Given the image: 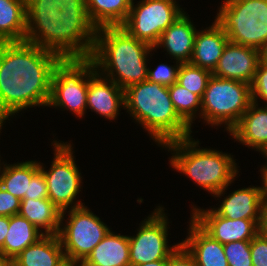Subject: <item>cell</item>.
Segmentation results:
<instances>
[{
  "mask_svg": "<svg viewBox=\"0 0 267 266\" xmlns=\"http://www.w3.org/2000/svg\"><path fill=\"white\" fill-rule=\"evenodd\" d=\"M68 221L61 223L59 238L68 261L81 264L110 229L87 206L68 211Z\"/></svg>",
  "mask_w": 267,
  "mask_h": 266,
  "instance_id": "30bf717a",
  "label": "cell"
},
{
  "mask_svg": "<svg viewBox=\"0 0 267 266\" xmlns=\"http://www.w3.org/2000/svg\"><path fill=\"white\" fill-rule=\"evenodd\" d=\"M3 266H16L12 261H7Z\"/></svg>",
  "mask_w": 267,
  "mask_h": 266,
  "instance_id": "f6af8a7d",
  "label": "cell"
},
{
  "mask_svg": "<svg viewBox=\"0 0 267 266\" xmlns=\"http://www.w3.org/2000/svg\"><path fill=\"white\" fill-rule=\"evenodd\" d=\"M261 177L264 183L265 204H267V170L261 171Z\"/></svg>",
  "mask_w": 267,
  "mask_h": 266,
  "instance_id": "60d3db41",
  "label": "cell"
},
{
  "mask_svg": "<svg viewBox=\"0 0 267 266\" xmlns=\"http://www.w3.org/2000/svg\"><path fill=\"white\" fill-rule=\"evenodd\" d=\"M66 261L58 235H44L12 260L16 266H62Z\"/></svg>",
  "mask_w": 267,
  "mask_h": 266,
  "instance_id": "7402d4cb",
  "label": "cell"
},
{
  "mask_svg": "<svg viewBox=\"0 0 267 266\" xmlns=\"http://www.w3.org/2000/svg\"><path fill=\"white\" fill-rule=\"evenodd\" d=\"M260 153H262V155H265L264 156L265 158L267 157V144L263 147V149L260 151ZM265 170H267V164H266V166L264 165L263 168L260 169V172L265 171Z\"/></svg>",
  "mask_w": 267,
  "mask_h": 266,
  "instance_id": "b9f144b4",
  "label": "cell"
},
{
  "mask_svg": "<svg viewBox=\"0 0 267 266\" xmlns=\"http://www.w3.org/2000/svg\"><path fill=\"white\" fill-rule=\"evenodd\" d=\"M211 76L212 72L207 69L190 63H181L177 83L202 99Z\"/></svg>",
  "mask_w": 267,
  "mask_h": 266,
  "instance_id": "f1b7e54d",
  "label": "cell"
},
{
  "mask_svg": "<svg viewBox=\"0 0 267 266\" xmlns=\"http://www.w3.org/2000/svg\"><path fill=\"white\" fill-rule=\"evenodd\" d=\"M215 21L229 41L259 49L267 41V0H225Z\"/></svg>",
  "mask_w": 267,
  "mask_h": 266,
  "instance_id": "52a82bcc",
  "label": "cell"
},
{
  "mask_svg": "<svg viewBox=\"0 0 267 266\" xmlns=\"http://www.w3.org/2000/svg\"><path fill=\"white\" fill-rule=\"evenodd\" d=\"M236 141L261 151L267 144V105L251 102L240 121L229 132Z\"/></svg>",
  "mask_w": 267,
  "mask_h": 266,
  "instance_id": "ffe728a7",
  "label": "cell"
},
{
  "mask_svg": "<svg viewBox=\"0 0 267 266\" xmlns=\"http://www.w3.org/2000/svg\"><path fill=\"white\" fill-rule=\"evenodd\" d=\"M79 264H76L74 262L71 261H66L62 266H78Z\"/></svg>",
  "mask_w": 267,
  "mask_h": 266,
  "instance_id": "7bdbcfd3",
  "label": "cell"
},
{
  "mask_svg": "<svg viewBox=\"0 0 267 266\" xmlns=\"http://www.w3.org/2000/svg\"><path fill=\"white\" fill-rule=\"evenodd\" d=\"M7 260L4 258V256L0 253V266H3Z\"/></svg>",
  "mask_w": 267,
  "mask_h": 266,
  "instance_id": "ee69618b",
  "label": "cell"
},
{
  "mask_svg": "<svg viewBox=\"0 0 267 266\" xmlns=\"http://www.w3.org/2000/svg\"><path fill=\"white\" fill-rule=\"evenodd\" d=\"M199 141L192 136L163 144L173 151L170 165L187 175L198 186L215 197L223 196L226 188L238 174L237 164L231 155L218 150L198 148Z\"/></svg>",
  "mask_w": 267,
  "mask_h": 266,
  "instance_id": "5b68a950",
  "label": "cell"
},
{
  "mask_svg": "<svg viewBox=\"0 0 267 266\" xmlns=\"http://www.w3.org/2000/svg\"><path fill=\"white\" fill-rule=\"evenodd\" d=\"M54 146V160L49 170L43 168L39 162V168L43 172L48 189V198L61 212V223L68 208L83 206L81 201L74 202L81 191L82 177L75 164L72 145L70 143L52 142ZM45 169V170H44ZM71 205V206H70ZM73 205V206H72Z\"/></svg>",
  "mask_w": 267,
  "mask_h": 266,
  "instance_id": "9c48e42d",
  "label": "cell"
},
{
  "mask_svg": "<svg viewBox=\"0 0 267 266\" xmlns=\"http://www.w3.org/2000/svg\"><path fill=\"white\" fill-rule=\"evenodd\" d=\"M124 92L123 109H127L158 145L191 135V127L174 108L168 86L145 80L128 86Z\"/></svg>",
  "mask_w": 267,
  "mask_h": 266,
  "instance_id": "277c9868",
  "label": "cell"
},
{
  "mask_svg": "<svg viewBox=\"0 0 267 266\" xmlns=\"http://www.w3.org/2000/svg\"><path fill=\"white\" fill-rule=\"evenodd\" d=\"M168 266H197L194 257L180 244L169 256Z\"/></svg>",
  "mask_w": 267,
  "mask_h": 266,
  "instance_id": "d590c367",
  "label": "cell"
},
{
  "mask_svg": "<svg viewBox=\"0 0 267 266\" xmlns=\"http://www.w3.org/2000/svg\"><path fill=\"white\" fill-rule=\"evenodd\" d=\"M80 265L130 266L129 236L110 230Z\"/></svg>",
  "mask_w": 267,
  "mask_h": 266,
  "instance_id": "44dd1931",
  "label": "cell"
},
{
  "mask_svg": "<svg viewBox=\"0 0 267 266\" xmlns=\"http://www.w3.org/2000/svg\"><path fill=\"white\" fill-rule=\"evenodd\" d=\"M196 34L197 29L184 12L161 34L154 49L163 46L172 59L180 63H189Z\"/></svg>",
  "mask_w": 267,
  "mask_h": 266,
  "instance_id": "2e32d148",
  "label": "cell"
},
{
  "mask_svg": "<svg viewBox=\"0 0 267 266\" xmlns=\"http://www.w3.org/2000/svg\"><path fill=\"white\" fill-rule=\"evenodd\" d=\"M168 91L177 114L192 127L197 111L201 114V98L177 82L168 86Z\"/></svg>",
  "mask_w": 267,
  "mask_h": 266,
  "instance_id": "83f0119b",
  "label": "cell"
},
{
  "mask_svg": "<svg viewBox=\"0 0 267 266\" xmlns=\"http://www.w3.org/2000/svg\"><path fill=\"white\" fill-rule=\"evenodd\" d=\"M93 66L90 57L61 59L54 69L47 106L69 109L83 117L87 109L88 71Z\"/></svg>",
  "mask_w": 267,
  "mask_h": 266,
  "instance_id": "ba28073f",
  "label": "cell"
},
{
  "mask_svg": "<svg viewBox=\"0 0 267 266\" xmlns=\"http://www.w3.org/2000/svg\"><path fill=\"white\" fill-rule=\"evenodd\" d=\"M45 234L19 214L9 217V228L0 253L7 261L15 259L24 249Z\"/></svg>",
  "mask_w": 267,
  "mask_h": 266,
  "instance_id": "cb8c5ba5",
  "label": "cell"
},
{
  "mask_svg": "<svg viewBox=\"0 0 267 266\" xmlns=\"http://www.w3.org/2000/svg\"><path fill=\"white\" fill-rule=\"evenodd\" d=\"M21 200L0 185V216L11 217L19 213Z\"/></svg>",
  "mask_w": 267,
  "mask_h": 266,
  "instance_id": "e575fe53",
  "label": "cell"
},
{
  "mask_svg": "<svg viewBox=\"0 0 267 266\" xmlns=\"http://www.w3.org/2000/svg\"><path fill=\"white\" fill-rule=\"evenodd\" d=\"M0 172V185L20 200L28 194L31 178L40 170L37 161H25L18 164H3Z\"/></svg>",
  "mask_w": 267,
  "mask_h": 266,
  "instance_id": "4316f807",
  "label": "cell"
},
{
  "mask_svg": "<svg viewBox=\"0 0 267 266\" xmlns=\"http://www.w3.org/2000/svg\"><path fill=\"white\" fill-rule=\"evenodd\" d=\"M187 238L180 242L194 257L197 266H229L223 244L214 240L192 218Z\"/></svg>",
  "mask_w": 267,
  "mask_h": 266,
  "instance_id": "ac0fdd59",
  "label": "cell"
},
{
  "mask_svg": "<svg viewBox=\"0 0 267 266\" xmlns=\"http://www.w3.org/2000/svg\"><path fill=\"white\" fill-rule=\"evenodd\" d=\"M259 63V49L228 41L212 75L251 85Z\"/></svg>",
  "mask_w": 267,
  "mask_h": 266,
  "instance_id": "5bb4252c",
  "label": "cell"
},
{
  "mask_svg": "<svg viewBox=\"0 0 267 266\" xmlns=\"http://www.w3.org/2000/svg\"><path fill=\"white\" fill-rule=\"evenodd\" d=\"M228 41L227 33L214 20L208 28L197 31L189 63L213 72Z\"/></svg>",
  "mask_w": 267,
  "mask_h": 266,
  "instance_id": "d6986e66",
  "label": "cell"
},
{
  "mask_svg": "<svg viewBox=\"0 0 267 266\" xmlns=\"http://www.w3.org/2000/svg\"><path fill=\"white\" fill-rule=\"evenodd\" d=\"M9 228V217L0 216V249L4 246V241Z\"/></svg>",
  "mask_w": 267,
  "mask_h": 266,
  "instance_id": "74e56055",
  "label": "cell"
},
{
  "mask_svg": "<svg viewBox=\"0 0 267 266\" xmlns=\"http://www.w3.org/2000/svg\"><path fill=\"white\" fill-rule=\"evenodd\" d=\"M61 210L49 198H24L20 202L19 215L26 218L45 235H58L61 226Z\"/></svg>",
  "mask_w": 267,
  "mask_h": 266,
  "instance_id": "603a6c76",
  "label": "cell"
},
{
  "mask_svg": "<svg viewBox=\"0 0 267 266\" xmlns=\"http://www.w3.org/2000/svg\"><path fill=\"white\" fill-rule=\"evenodd\" d=\"M258 233L267 239V204H264L262 208Z\"/></svg>",
  "mask_w": 267,
  "mask_h": 266,
  "instance_id": "8d00e7d4",
  "label": "cell"
},
{
  "mask_svg": "<svg viewBox=\"0 0 267 266\" xmlns=\"http://www.w3.org/2000/svg\"><path fill=\"white\" fill-rule=\"evenodd\" d=\"M262 187H248L238 189L222 200L220 207L214 210L229 219L260 220L262 208L265 204L264 183Z\"/></svg>",
  "mask_w": 267,
  "mask_h": 266,
  "instance_id": "e0dca14e",
  "label": "cell"
},
{
  "mask_svg": "<svg viewBox=\"0 0 267 266\" xmlns=\"http://www.w3.org/2000/svg\"><path fill=\"white\" fill-rule=\"evenodd\" d=\"M251 102L250 84L212 75L201 99L200 116L212 126L225 124L230 132Z\"/></svg>",
  "mask_w": 267,
  "mask_h": 266,
  "instance_id": "8992f818",
  "label": "cell"
},
{
  "mask_svg": "<svg viewBox=\"0 0 267 266\" xmlns=\"http://www.w3.org/2000/svg\"><path fill=\"white\" fill-rule=\"evenodd\" d=\"M192 219L214 240L221 244L252 240L258 234L260 220L229 219L220 216L214 208L199 209L193 206Z\"/></svg>",
  "mask_w": 267,
  "mask_h": 266,
  "instance_id": "4fadbf2b",
  "label": "cell"
},
{
  "mask_svg": "<svg viewBox=\"0 0 267 266\" xmlns=\"http://www.w3.org/2000/svg\"><path fill=\"white\" fill-rule=\"evenodd\" d=\"M250 250L253 266H267V239L258 233L251 240Z\"/></svg>",
  "mask_w": 267,
  "mask_h": 266,
  "instance_id": "d6a6232c",
  "label": "cell"
},
{
  "mask_svg": "<svg viewBox=\"0 0 267 266\" xmlns=\"http://www.w3.org/2000/svg\"><path fill=\"white\" fill-rule=\"evenodd\" d=\"M180 64V62L176 61V66H168L162 63L158 65L154 70L148 68L147 80L153 83L171 86L172 84L177 82V75Z\"/></svg>",
  "mask_w": 267,
  "mask_h": 266,
  "instance_id": "4dcf8cb0",
  "label": "cell"
},
{
  "mask_svg": "<svg viewBox=\"0 0 267 266\" xmlns=\"http://www.w3.org/2000/svg\"><path fill=\"white\" fill-rule=\"evenodd\" d=\"M125 107V92L115 82L101 76L93 66L88 71L87 109L114 120L121 107Z\"/></svg>",
  "mask_w": 267,
  "mask_h": 266,
  "instance_id": "9a60e30c",
  "label": "cell"
},
{
  "mask_svg": "<svg viewBox=\"0 0 267 266\" xmlns=\"http://www.w3.org/2000/svg\"><path fill=\"white\" fill-rule=\"evenodd\" d=\"M26 14V42L62 59L91 57L97 28L85 0H26Z\"/></svg>",
  "mask_w": 267,
  "mask_h": 266,
  "instance_id": "7a4b0ae2",
  "label": "cell"
},
{
  "mask_svg": "<svg viewBox=\"0 0 267 266\" xmlns=\"http://www.w3.org/2000/svg\"><path fill=\"white\" fill-rule=\"evenodd\" d=\"M24 198L45 199L48 198V189L43 172L39 170L29 183L28 194Z\"/></svg>",
  "mask_w": 267,
  "mask_h": 266,
  "instance_id": "836d02e7",
  "label": "cell"
},
{
  "mask_svg": "<svg viewBox=\"0 0 267 266\" xmlns=\"http://www.w3.org/2000/svg\"><path fill=\"white\" fill-rule=\"evenodd\" d=\"M134 0H85L87 13L97 28L122 26Z\"/></svg>",
  "mask_w": 267,
  "mask_h": 266,
  "instance_id": "484cf974",
  "label": "cell"
},
{
  "mask_svg": "<svg viewBox=\"0 0 267 266\" xmlns=\"http://www.w3.org/2000/svg\"><path fill=\"white\" fill-rule=\"evenodd\" d=\"M26 0H0V43L24 42Z\"/></svg>",
  "mask_w": 267,
  "mask_h": 266,
  "instance_id": "d4e9b609",
  "label": "cell"
},
{
  "mask_svg": "<svg viewBox=\"0 0 267 266\" xmlns=\"http://www.w3.org/2000/svg\"><path fill=\"white\" fill-rule=\"evenodd\" d=\"M62 58L24 42L0 43V126L9 116L47 106L55 66Z\"/></svg>",
  "mask_w": 267,
  "mask_h": 266,
  "instance_id": "6da1fadb",
  "label": "cell"
},
{
  "mask_svg": "<svg viewBox=\"0 0 267 266\" xmlns=\"http://www.w3.org/2000/svg\"><path fill=\"white\" fill-rule=\"evenodd\" d=\"M175 0H141L132 6L121 26L131 36L154 48L161 34L184 13Z\"/></svg>",
  "mask_w": 267,
  "mask_h": 266,
  "instance_id": "8fae6325",
  "label": "cell"
},
{
  "mask_svg": "<svg viewBox=\"0 0 267 266\" xmlns=\"http://www.w3.org/2000/svg\"><path fill=\"white\" fill-rule=\"evenodd\" d=\"M260 61L267 63V41L259 48Z\"/></svg>",
  "mask_w": 267,
  "mask_h": 266,
  "instance_id": "f35d334b",
  "label": "cell"
},
{
  "mask_svg": "<svg viewBox=\"0 0 267 266\" xmlns=\"http://www.w3.org/2000/svg\"><path fill=\"white\" fill-rule=\"evenodd\" d=\"M153 50V47L137 40L121 26L103 27L97 29L90 58L96 70L102 71L101 75H106L125 90L132 84L147 80L146 58Z\"/></svg>",
  "mask_w": 267,
  "mask_h": 266,
  "instance_id": "3957f363",
  "label": "cell"
},
{
  "mask_svg": "<svg viewBox=\"0 0 267 266\" xmlns=\"http://www.w3.org/2000/svg\"><path fill=\"white\" fill-rule=\"evenodd\" d=\"M137 266H168V260H157L151 263L140 264Z\"/></svg>",
  "mask_w": 267,
  "mask_h": 266,
  "instance_id": "ab89813d",
  "label": "cell"
},
{
  "mask_svg": "<svg viewBox=\"0 0 267 266\" xmlns=\"http://www.w3.org/2000/svg\"><path fill=\"white\" fill-rule=\"evenodd\" d=\"M252 102L257 103V99H262L267 104V63L261 62L255 73V78L251 84Z\"/></svg>",
  "mask_w": 267,
  "mask_h": 266,
  "instance_id": "1f68e13d",
  "label": "cell"
},
{
  "mask_svg": "<svg viewBox=\"0 0 267 266\" xmlns=\"http://www.w3.org/2000/svg\"><path fill=\"white\" fill-rule=\"evenodd\" d=\"M164 208L158 206L147 219L141 222L135 236H129L130 266L168 260L181 243L169 246L168 218Z\"/></svg>",
  "mask_w": 267,
  "mask_h": 266,
  "instance_id": "7c38bea8",
  "label": "cell"
},
{
  "mask_svg": "<svg viewBox=\"0 0 267 266\" xmlns=\"http://www.w3.org/2000/svg\"><path fill=\"white\" fill-rule=\"evenodd\" d=\"M229 266H253L251 240L229 242L223 245Z\"/></svg>",
  "mask_w": 267,
  "mask_h": 266,
  "instance_id": "f546056e",
  "label": "cell"
}]
</instances>
